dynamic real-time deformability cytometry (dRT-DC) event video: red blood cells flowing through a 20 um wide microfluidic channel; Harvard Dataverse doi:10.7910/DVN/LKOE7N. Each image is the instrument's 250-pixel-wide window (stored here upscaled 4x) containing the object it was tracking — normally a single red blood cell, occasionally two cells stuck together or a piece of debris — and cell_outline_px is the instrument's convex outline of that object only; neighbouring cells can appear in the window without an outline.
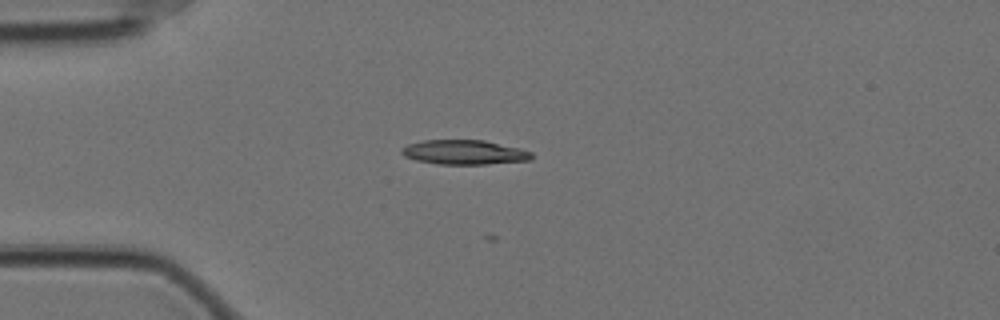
{"species": "Egyptian fruit bat (a non-hibernating species)", "species_latin": "Rousettus aegyptiacus", "temperature_condition": "cold", "stored_images_in_passage": 20, "camera_frame_rate_fps": 3000, "um_per_image_px": 0.085, "animal": {"sex": "female"}, "frame": {"image": 1, "passage_image": 13, "time_ms": 4.0, "image_size_px": [1000, 320], "cell_outline_px": [[532, 160], [484, 164], [440, 164], [416, 160], [404, 156], [400, 152], [400, 148], [408, 144], [424, 140], [484, 140], [520, 148], [532, 152]], "centroid_in_image_um": [39.45, 12.94], "position_along_channel_um": 45.5, "area_um2": 18.55}}